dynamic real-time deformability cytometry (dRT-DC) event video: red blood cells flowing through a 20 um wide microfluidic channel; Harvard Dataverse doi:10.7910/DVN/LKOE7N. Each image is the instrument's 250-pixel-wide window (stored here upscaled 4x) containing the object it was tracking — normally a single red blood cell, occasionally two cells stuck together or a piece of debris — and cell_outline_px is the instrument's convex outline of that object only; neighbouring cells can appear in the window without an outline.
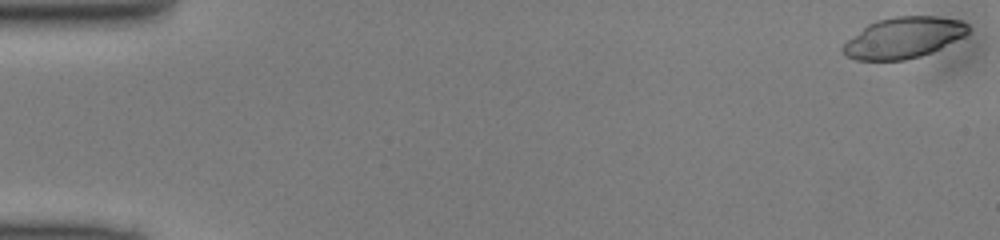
{"species": "common noctule bat (a hibernating species)", "species_latin": "Nyctalus noctula", "temperature_condition": "cold", "stored_images_in_passage": 49, "camera_frame_rate_fps": 3000, "um_per_image_px": 0.085, "animal": {"sex": "male", "body_mass_g": 13.0, "forearm_length_mm": 53.1}, "frame": {"image": 1, "passage_image": 1, "time_ms": 0.0, "image_size_px": [1000, 240], "cell_outline_px": [[968, 32], [964, 36], [932, 52], [920, 56], [904, 60], [856, 60], [848, 56], [840, 48], [848, 40], [868, 24], [876, 20], [892, 16], [936, 16], [960, 20], [968, 24]], "centroid_in_image_um": [76.8, 3.19], "position_along_channel_um": 8.2, "area_um2": 29.71}}